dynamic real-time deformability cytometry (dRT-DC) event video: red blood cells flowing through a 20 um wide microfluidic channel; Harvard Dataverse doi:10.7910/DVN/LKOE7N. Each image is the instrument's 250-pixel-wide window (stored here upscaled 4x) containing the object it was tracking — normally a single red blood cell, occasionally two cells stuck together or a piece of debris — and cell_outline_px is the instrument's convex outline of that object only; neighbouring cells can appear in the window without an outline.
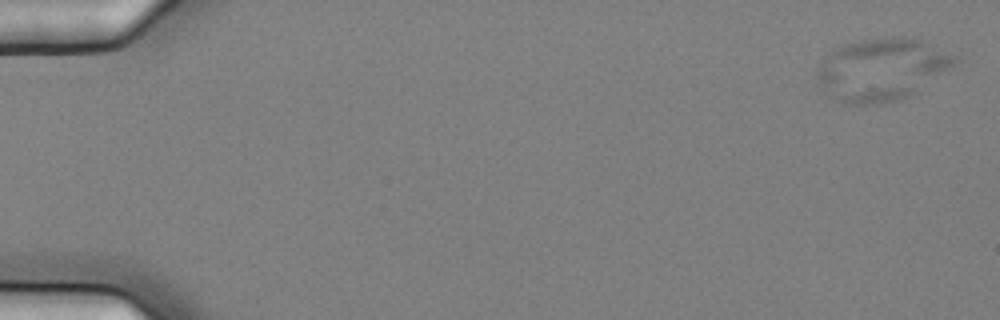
{"species": "common noctule bat (a hibernating species)", "species_latin": "Nyctalus noctula", "temperature_condition": "cold", "stored_images_in_passage": 5, "camera_frame_rate_fps": 3000, "um_per_image_px": 0.085, "animal": {"sex": "female", "body_mass_g": 25.1}, "frame": {"image": 1, "passage_image": 1, "time_ms": 0.0, "image_size_px": [1000, 320], "cell_outline_px": [[960, 60], [908, 96], [900, 100], [880, 104], [848, 104], [828, 96], [816, 80], [816, 68], [836, 48], [844, 44], [864, 40], [892, 36], [920, 40], [956, 56]], "centroid_in_image_um": [74.88, 5.92], "position_along_channel_um": 10.1, "area_um2": 49.19}}